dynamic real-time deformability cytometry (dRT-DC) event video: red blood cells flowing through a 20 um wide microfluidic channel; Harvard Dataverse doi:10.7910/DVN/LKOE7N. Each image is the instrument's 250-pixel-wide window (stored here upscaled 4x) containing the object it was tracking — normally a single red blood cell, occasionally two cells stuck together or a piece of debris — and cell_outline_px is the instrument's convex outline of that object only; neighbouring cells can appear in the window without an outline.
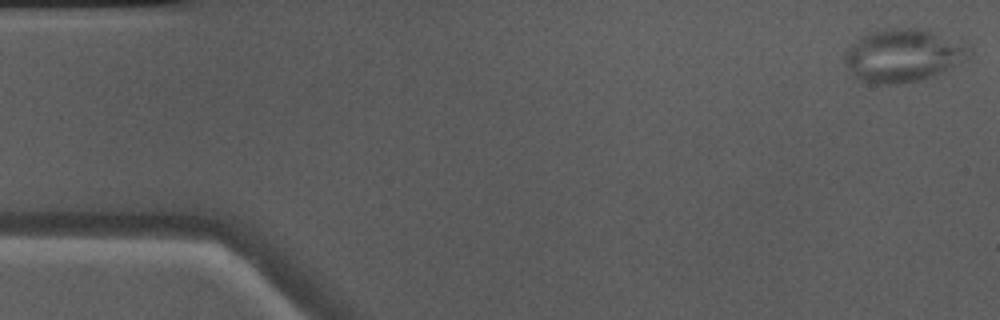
{"species": "Egyptian fruit bat (a non-hibernating species)", "species_latin": "Rousettus aegyptiacus", "temperature_condition": "warm", "stored_images_in_passage": 7, "segment_of_instrument_passage": [1, 2], "camera_frame_rate_fps": 3000, "um_per_image_px": 0.085, "animal": {"sex": "male"}, "frame": {"image": 1, "passage_image": 1, "time_ms": 0.0, "image_size_px": [1000, 320], "cell_outline_px": [[972, 56], [932, 76], [920, 80], [896, 84], [880, 84], [864, 80], [856, 76], [844, 64], [844, 56], [848, 48], [860, 36], [872, 32], [892, 28], [924, 28], [960, 36], [972, 44]], "centroid_in_image_um": [76.91, 4.65], "position_along_channel_um": 8.1, "area_um2": 39.13}}